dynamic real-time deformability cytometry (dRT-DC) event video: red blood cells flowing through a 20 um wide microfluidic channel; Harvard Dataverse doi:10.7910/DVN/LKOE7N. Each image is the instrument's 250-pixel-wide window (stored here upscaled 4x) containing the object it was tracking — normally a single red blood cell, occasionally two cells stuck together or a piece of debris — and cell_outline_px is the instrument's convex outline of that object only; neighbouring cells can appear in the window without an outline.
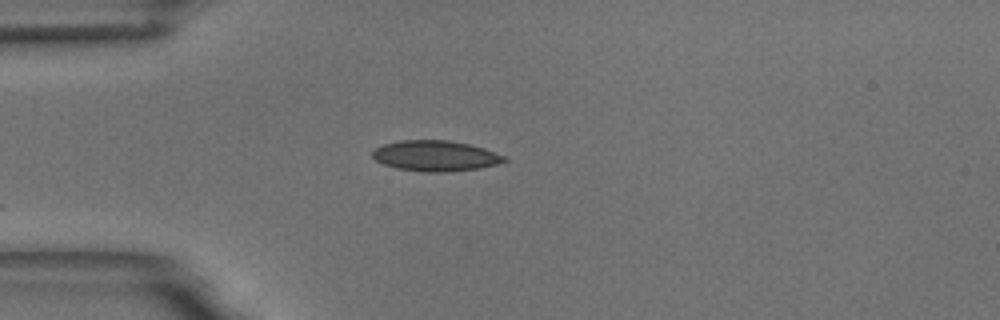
{"species": "common noctule bat (a hibernating species)", "species_latin": "Nyctalus noctula", "temperature_condition": "room temperature", "stored_images_in_passage": 4, "camera_frame_rate_fps": 3000, "um_per_image_px": 0.085, "animal": {"sex": "male", "body_mass_g": 18.8}, "frame": {"image": 1, "passage_image": 1, "time_ms": 0.0, "image_size_px": [1000, 320], "cell_outline_px": [[508, 160], [496, 164], [480, 168], [448, 172], [424, 172], [396, 168], [384, 164], [376, 160], [372, 156], [372, 152], [376, 148], [384, 144], [400, 140], [448, 140], [468, 144], [484, 148], [504, 156]], "centroid_in_image_um": [37.0, 13.25], "position_along_channel_um": 48.0, "area_um2": 23.41}}